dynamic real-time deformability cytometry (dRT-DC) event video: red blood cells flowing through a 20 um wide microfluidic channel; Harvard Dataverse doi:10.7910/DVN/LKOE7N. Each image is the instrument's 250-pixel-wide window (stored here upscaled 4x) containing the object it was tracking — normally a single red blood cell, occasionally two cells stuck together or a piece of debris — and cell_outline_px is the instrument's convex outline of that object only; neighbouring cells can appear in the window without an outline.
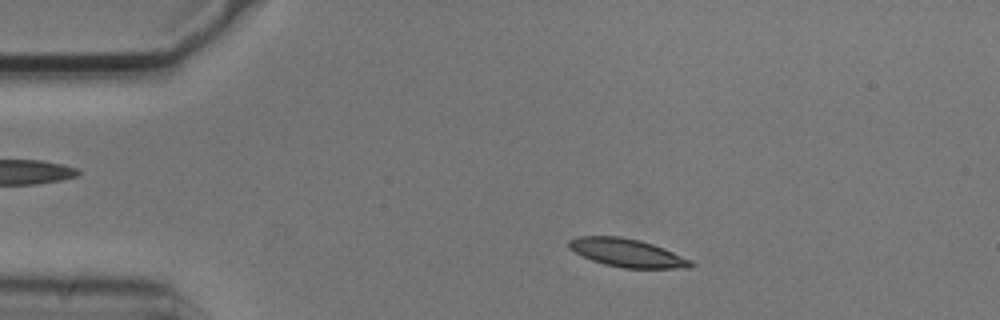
{"species": "common noctule bat (a hibernating species)", "species_latin": "Nyctalus noctula", "temperature_condition": "cold", "stored_images_in_passage": 6, "camera_frame_rate_fps": 3000, "um_per_image_px": 0.085, "animal": {"sex": "male", "body_mass_g": 20.5, "forearm_length_mm": 52.5}, "frame": {"image": 1, "passage_image": 2, "time_ms": 0.333, "image_size_px": [1000, 320], "cell_outline_px": [[696, 264], [692, 268], [624, 268], [604, 264], [592, 260], [568, 248], [568, 240], [576, 236], [620, 236], [640, 240], [664, 248], [692, 260]], "centroid_in_image_um": [53.33, 21.49], "position_along_channel_um": 31.7, "area_um2": 20.11}}
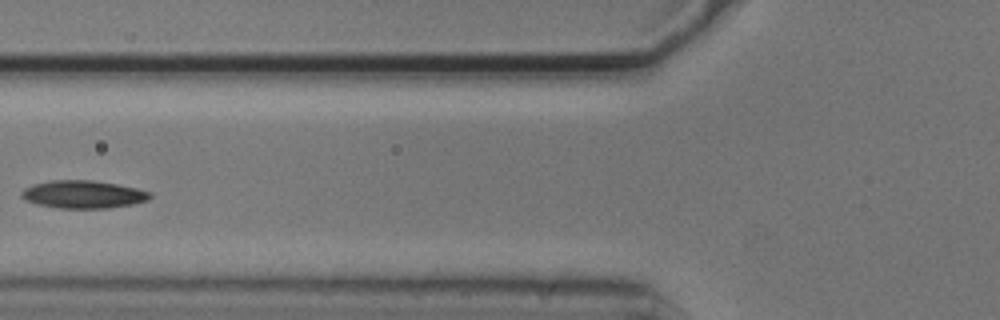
{"frame": {"image": 2, "passage_image": 5, "time_ms": 1.333, "image_size_px": [1000, 320], "cell_outline_px": [[152, 196], [148, 200], [132, 204], [108, 208], [60, 208], [36, 204], [24, 200], [20, 196], [20, 192], [24, 188], [32, 184], [52, 180], [92, 180], [116, 184], [136, 188], [152, 192]], "centroid_in_image_um": [7.04, 16.52], "position_along_channel_um": 118.8, "area_um2": 20.92}}
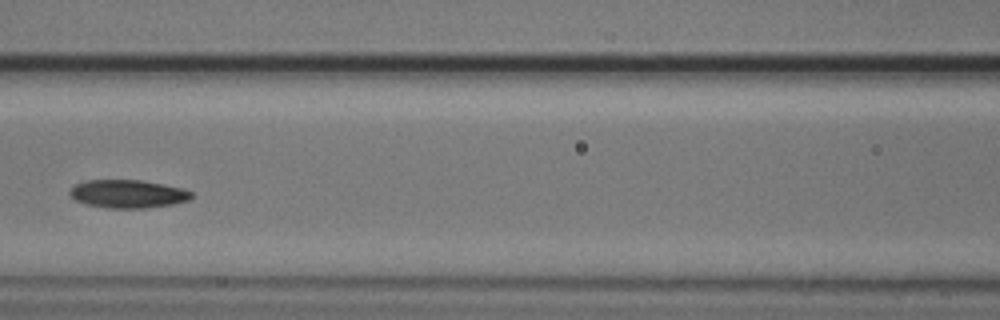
{"frame": {"image": 3, "passage_image": 6, "time_ms": 1.667, "image_size_px": [1000, 320], "cell_outline_px": [[192, 196], [188, 200], [172, 204], [144, 208], [108, 208], [88, 204], [76, 200], [68, 192], [76, 184], [84, 180], [140, 180], [164, 184], [184, 188], [192, 192]], "centroid_in_image_um": [10.88, 16.47], "position_along_channel_um": 155.7, "area_um2": 19.83}}